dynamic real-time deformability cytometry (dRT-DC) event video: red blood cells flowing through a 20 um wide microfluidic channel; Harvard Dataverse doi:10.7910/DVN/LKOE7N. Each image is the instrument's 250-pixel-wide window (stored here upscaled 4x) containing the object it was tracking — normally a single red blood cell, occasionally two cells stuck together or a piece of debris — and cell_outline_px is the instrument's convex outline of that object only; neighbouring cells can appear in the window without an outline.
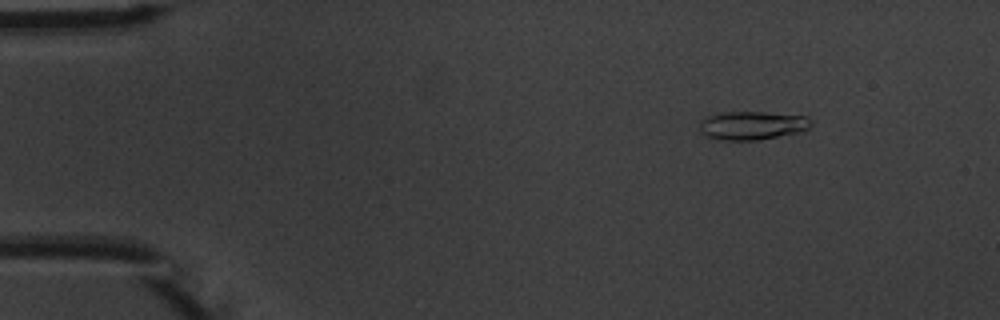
{"species": "common noctule bat (a hibernating species)", "species_latin": "Nyctalus noctula", "temperature_condition": "warm", "stored_images_in_passage": 6, "camera_frame_rate_fps": 3000, "um_per_image_px": 0.085, "animal": {"sex": "male", "body_mass_g": 20.1, "forearm_length_mm": 53.5}, "frame": {"image": 1, "passage_image": 2, "time_ms": 1.333, "image_size_px": [1000, 320], "cell_outline_px": [[812, 124], [808, 128], [800, 132], [756, 140], [720, 140], [708, 136], [700, 132], [700, 120], [704, 116], [720, 112], [764, 112], [808, 116], [812, 120]], "centroid_in_image_um": [63.92, 10.65], "position_along_channel_um": 21.1, "area_um2": 18.67}}